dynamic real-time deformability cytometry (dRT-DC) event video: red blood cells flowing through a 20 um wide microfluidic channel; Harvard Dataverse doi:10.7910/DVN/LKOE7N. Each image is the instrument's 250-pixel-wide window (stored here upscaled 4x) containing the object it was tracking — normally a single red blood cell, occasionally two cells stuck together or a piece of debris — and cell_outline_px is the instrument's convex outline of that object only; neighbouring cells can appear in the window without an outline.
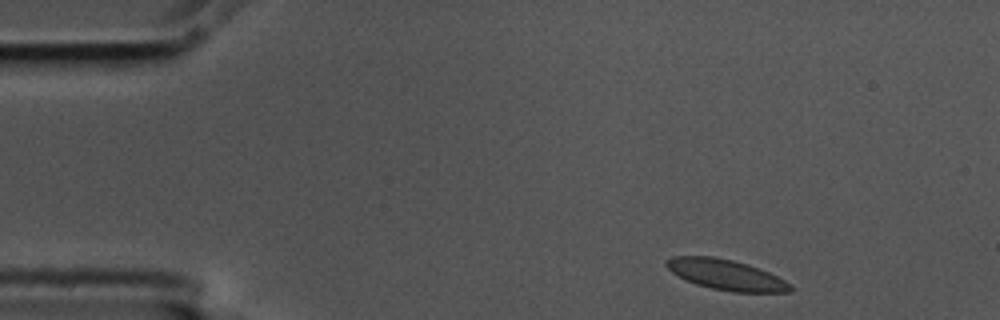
{"species": "common noctule bat (a hibernating species)", "species_latin": "Nyctalus noctula", "temperature_condition": "cold", "stored_images_in_passage": 5, "camera_frame_rate_fps": 3000, "um_per_image_px": 0.085, "animal": {"sex": "male", "body_mass_g": 17.5, "forearm_length_mm": 52.3}, "frame": {"image": 1, "passage_image": 1, "time_ms": 0.0, "image_size_px": [1000, 320], "cell_outline_px": [[792, 292], [732, 292], [712, 288], [696, 284], [672, 272], [664, 264], [664, 260], [672, 256], [712, 256], [732, 260], [748, 264], [768, 272], [792, 284]], "centroid_in_image_um": [61.71, 23.35], "position_along_channel_um": 23.3, "area_um2": 21.85}}
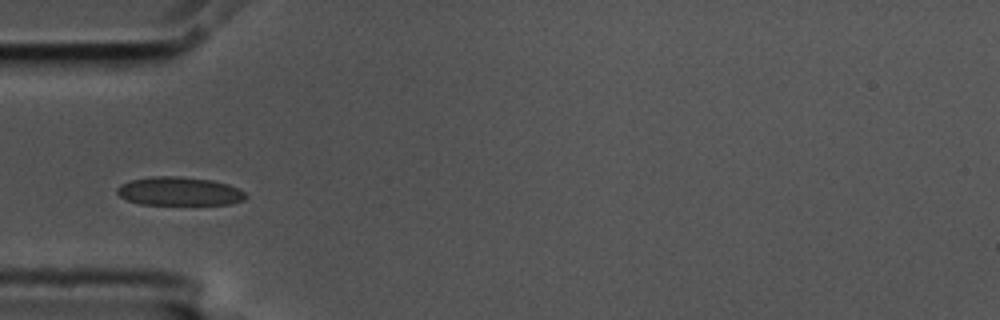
{"frame": {"image": 2, "passage_image": 3, "time_ms": 0.667, "image_size_px": [1000, 320], "cell_outline_px": [[248, 196], [244, 200], [232, 204], [140, 204], [128, 200], [120, 196], [116, 192], [116, 188], [120, 184], [132, 180], [152, 176], [176, 176], [212, 180], [228, 184], [244, 192]], "centroid_in_image_um": [15.23, 16.26], "position_along_channel_um": 69.8, "area_um2": 21.33}}